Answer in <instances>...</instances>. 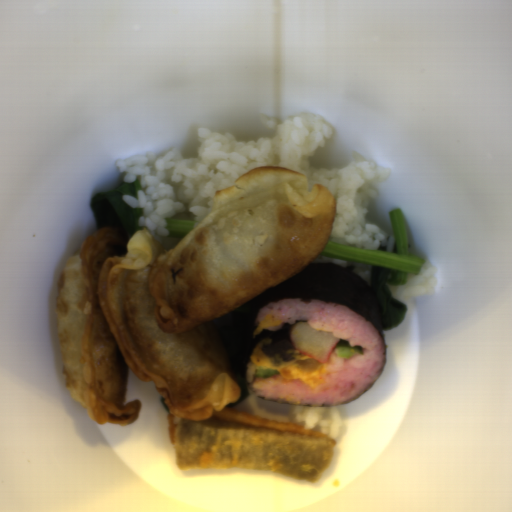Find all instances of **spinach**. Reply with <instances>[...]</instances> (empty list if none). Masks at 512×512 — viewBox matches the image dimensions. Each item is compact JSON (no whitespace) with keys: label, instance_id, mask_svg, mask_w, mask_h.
<instances>
[{"label":"spinach","instance_id":"1","mask_svg":"<svg viewBox=\"0 0 512 512\" xmlns=\"http://www.w3.org/2000/svg\"><path fill=\"white\" fill-rule=\"evenodd\" d=\"M395 235L392 251L382 244L378 249H360L327 240L321 255L371 266L370 288L376 298L382 330L400 325L407 313L405 303L397 300L390 286L407 285L409 274L418 275L425 260L409 252L403 212L394 208L388 213Z\"/></svg>","mask_w":512,"mask_h":512},{"label":"spinach","instance_id":"2","mask_svg":"<svg viewBox=\"0 0 512 512\" xmlns=\"http://www.w3.org/2000/svg\"><path fill=\"white\" fill-rule=\"evenodd\" d=\"M141 188V181L137 178L133 182L124 181L114 189L96 192L89 199V203L98 231L103 228H115L129 239L137 231L143 230L138 225L142 209L134 208L123 200L124 195H131L138 200Z\"/></svg>","mask_w":512,"mask_h":512},{"label":"spinach","instance_id":"3","mask_svg":"<svg viewBox=\"0 0 512 512\" xmlns=\"http://www.w3.org/2000/svg\"><path fill=\"white\" fill-rule=\"evenodd\" d=\"M198 224L199 223L195 222L194 220L167 217V233L164 236H169L182 240Z\"/></svg>","mask_w":512,"mask_h":512}]
</instances>
